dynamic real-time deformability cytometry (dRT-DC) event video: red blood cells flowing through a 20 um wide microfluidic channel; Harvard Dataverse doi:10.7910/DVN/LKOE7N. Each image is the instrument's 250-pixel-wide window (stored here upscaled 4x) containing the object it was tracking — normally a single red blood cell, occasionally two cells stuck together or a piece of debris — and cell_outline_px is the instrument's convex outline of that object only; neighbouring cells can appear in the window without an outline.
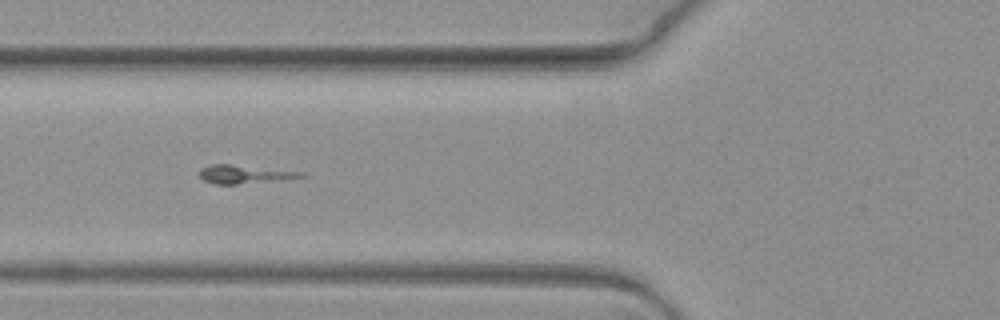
{"species": "common noctule bat (a hibernating species)", "species_latin": "Nyctalus noctula", "temperature_condition": "warm", "stored_images_in_passage": 11, "camera_frame_rate_fps": 3000, "um_per_image_px": 0.085, "animal": {"sex": "female", "body_mass_g": 19.3, "forearm_length_mm": 54.1}, "frame": {"image": 1, "passage_image": 8, "time_ms": 2.333, "image_size_px": [1000, 320], "cell_outline_px": [[304, 176], [236, 184], [216, 184], [204, 180], [200, 176], [200, 168], [212, 164], [232, 164], [304, 172]], "centroid_in_image_um": [20.68, 14.79], "position_along_channel_um": 105.1, "area_um2": 10.46}}
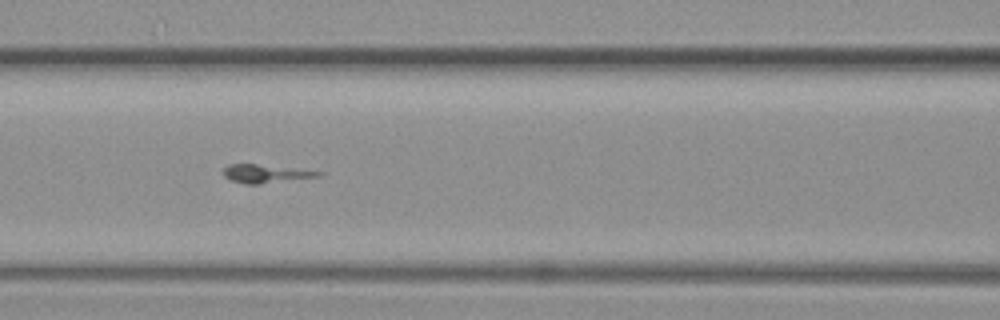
{"frame": {"image": 2, "passage_image": 9, "time_ms": 2.667, "image_size_px": [1000, 320], "cell_outline_px": [[324, 176], [260, 184], [244, 184], [232, 180], [224, 176], [224, 168], [228, 164], [256, 164], [324, 172]], "centroid_in_image_um": [22.6, 14.77], "position_along_channel_um": 144.0, "area_um2": 10.06}}
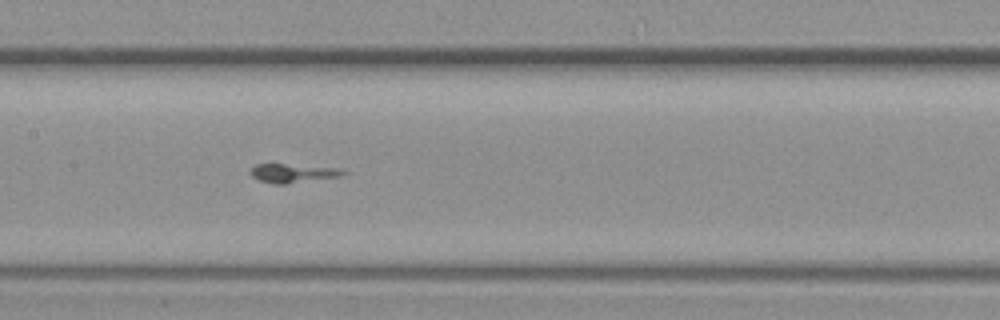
{"frame": {"image": 3, "passage_image": 10, "time_ms": 3.0, "image_size_px": [1000, 320], "cell_outline_px": [[348, 172], [340, 176], [288, 184], [272, 184], [256, 180], [248, 172], [256, 164], [284, 164], [344, 168]], "centroid_in_image_um": [24.89, 14.72], "position_along_channel_um": 182.5, "area_um2": 10.4}}